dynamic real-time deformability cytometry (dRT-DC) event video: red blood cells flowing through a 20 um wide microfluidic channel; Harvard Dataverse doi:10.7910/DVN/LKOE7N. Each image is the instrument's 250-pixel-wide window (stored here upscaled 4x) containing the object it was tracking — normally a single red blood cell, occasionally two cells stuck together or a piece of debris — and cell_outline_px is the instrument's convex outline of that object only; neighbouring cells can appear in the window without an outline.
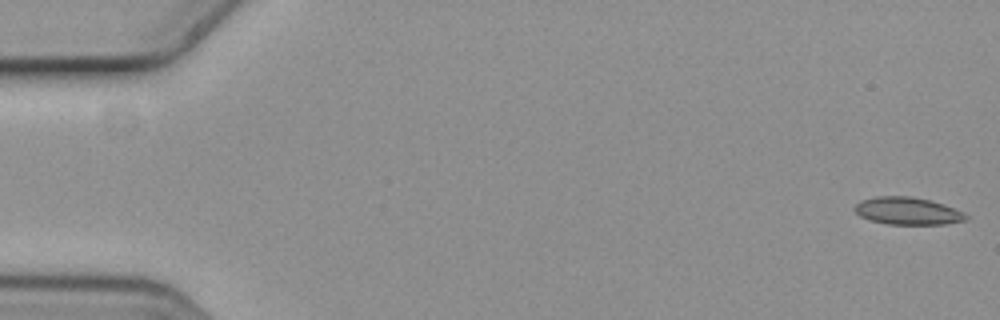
{"species": "common noctule bat (a hibernating species)", "species_latin": "Nyctalus noctula", "temperature_condition": "cold", "stored_images_in_passage": 6, "camera_frame_rate_fps": 3000, "um_per_image_px": 0.085, "animal": {"sex": "female", "body_mass_g": 19.3, "forearm_length_mm": 54.1}, "frame": {"image": 1, "passage_image": 1, "time_ms": 0.0, "image_size_px": [1000, 320], "cell_outline_px": [[968, 220], [944, 224], [888, 224], [868, 220], [860, 216], [852, 208], [860, 200], [876, 196], [908, 196], [928, 200], [964, 212], [968, 216]], "centroid_in_image_um": [77.09, 17.94], "position_along_channel_um": 7.9, "area_um2": 17.69}}
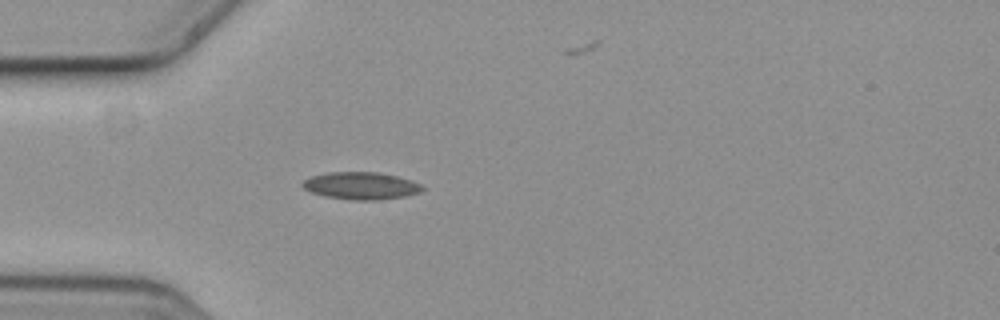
{"frame": {"image": 2, "passage_image": 5, "time_ms": 1.333, "image_size_px": [1000, 320], "cell_outline_px": [[424, 188], [420, 192], [408, 196], [380, 200], [352, 200], [324, 196], [312, 192], [304, 188], [300, 184], [304, 180], [312, 176], [328, 172], [380, 172], [412, 180], [420, 184]], "centroid_in_image_um": [30.71, 15.79], "position_along_channel_um": 54.3, "area_um2": 19.19}}